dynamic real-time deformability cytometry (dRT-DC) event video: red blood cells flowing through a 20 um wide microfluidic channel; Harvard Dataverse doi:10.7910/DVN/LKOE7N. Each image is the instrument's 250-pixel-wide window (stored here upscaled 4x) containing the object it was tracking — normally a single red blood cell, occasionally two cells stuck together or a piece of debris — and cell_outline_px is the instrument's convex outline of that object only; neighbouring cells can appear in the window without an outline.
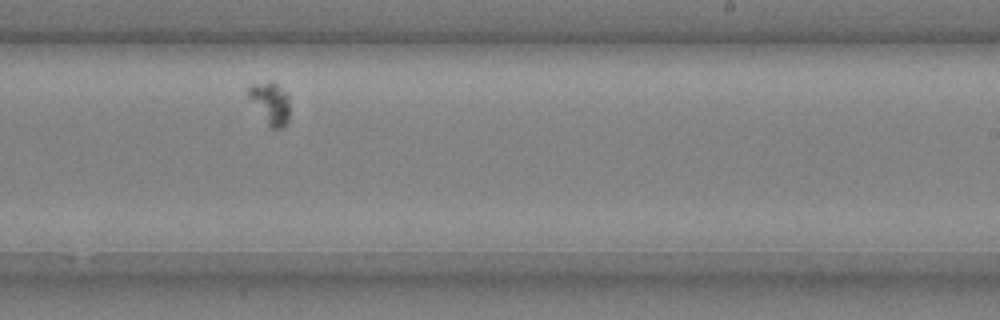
{"species": "common noctule bat (a hibernating species)", "species_latin": "Nyctalus noctula", "temperature_condition": "cold", "stored_images_in_passage": 9, "camera_frame_rate_fps": 3000, "um_per_image_px": 0.085, "animal": {"sex": "male", "body_mass_g": 20.4}, "frame": {"image": 1, "passage_image": 6, "time_ms": 1.667, "image_size_px": [1000, 320], "cell_outline_px": [[288, 120], [284, 128], [268, 128], [248, 96], [248, 84], [268, 80], [272, 80], [288, 96]], "centroid_in_image_um": [22.94, 8.76], "position_along_channel_um": 266.1, "area_um2": 10.23}}
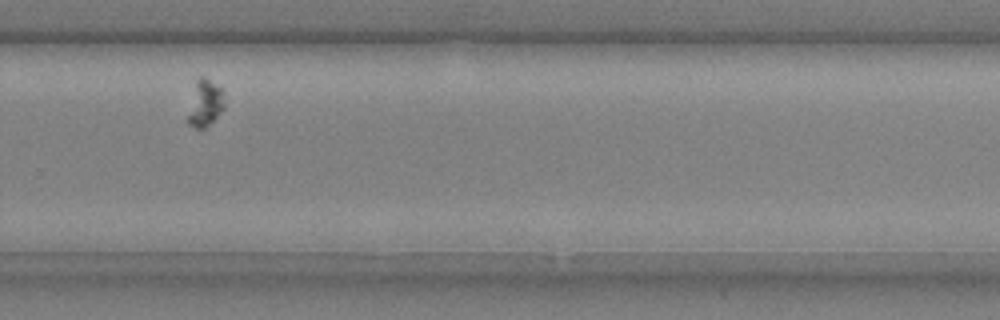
{"frame": {"image": 2, "passage_image": 7, "time_ms": 2.0, "image_size_px": [1000, 320], "cell_outline_px": [[224, 108], [204, 128], [196, 128], [188, 124], [184, 120], [196, 80], [200, 76], [204, 76], [220, 88], [224, 92]], "centroid_in_image_um": [17.37, 8.78], "position_along_channel_um": 312.4, "area_um2": 10.06}}